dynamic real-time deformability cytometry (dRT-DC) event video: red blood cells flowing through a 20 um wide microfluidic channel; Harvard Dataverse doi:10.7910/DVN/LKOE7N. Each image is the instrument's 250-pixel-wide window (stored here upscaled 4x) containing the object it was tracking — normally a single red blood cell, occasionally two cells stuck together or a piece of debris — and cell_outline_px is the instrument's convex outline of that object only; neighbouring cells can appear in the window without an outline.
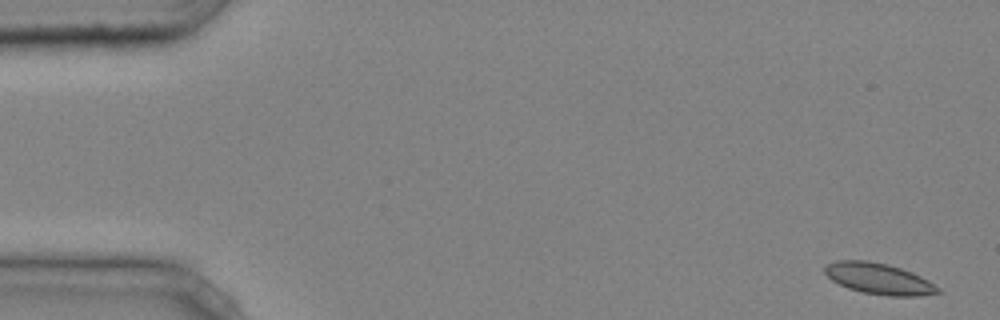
{"species": "common noctule bat (a hibernating species)", "species_latin": "Nyctalus noctula", "temperature_condition": "cold", "stored_images_in_passage": 46, "camera_frame_rate_fps": 3000, "um_per_image_px": 0.085, "animal": {"sex": "male", "body_mass_g": 20.4}, "frame": {"image": 1, "passage_image": 2, "time_ms": 0.333, "image_size_px": [1000, 320], "cell_outline_px": [[940, 292], [916, 296], [888, 296], [864, 292], [848, 288], [832, 280], [824, 272], [824, 268], [828, 264], [836, 260], [864, 260], [888, 264], [912, 272], [928, 280], [940, 288]], "centroid_in_image_um": [74.7, 23.68], "position_along_channel_um": 10.3, "area_um2": 20.29}}
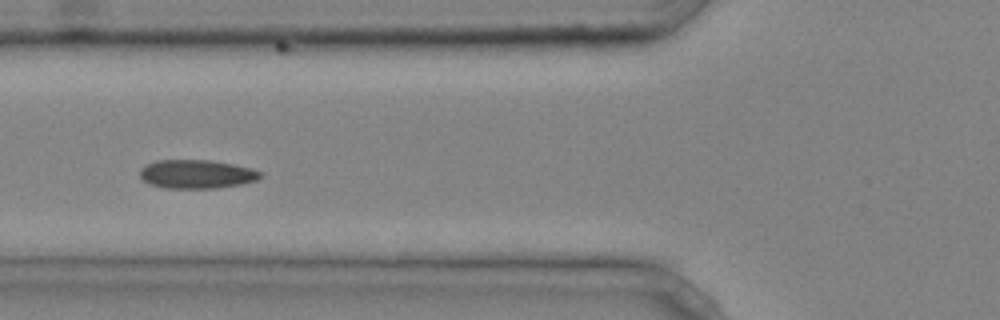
{"frame": {"image": 2, "passage_image": 18, "time_ms": 5.667, "image_size_px": [1000, 320], "cell_outline_px": [[264, 176], [256, 180], [240, 184], [216, 188], [164, 188], [148, 184], [140, 176], [140, 168], [156, 160], [212, 160], [252, 168], [264, 172]], "centroid_in_image_um": [16.74, 14.8], "position_along_channel_um": 109.1, "area_um2": 20.29}}
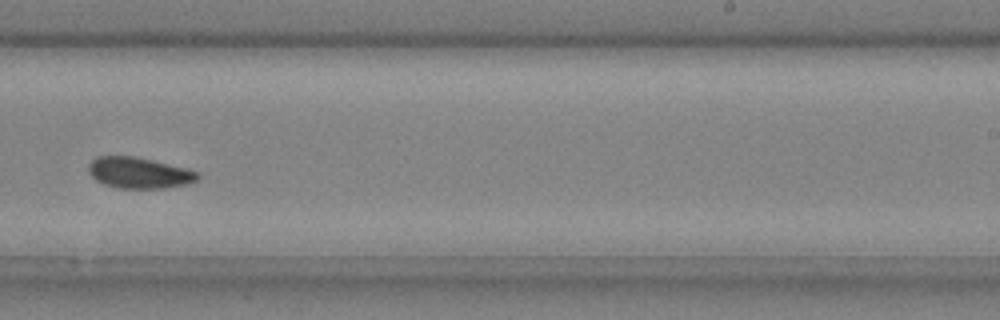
{"frame": {"image": 3, "passage_image": 30, "time_ms": 9.667, "image_size_px": [1000, 320], "cell_outline_px": [[200, 176], [196, 180], [188, 184], [168, 188], [116, 188], [104, 184], [96, 180], [88, 172], [88, 164], [96, 156], [136, 156], [188, 168], [200, 172]], "centroid_in_image_um": [11.84, 14.68], "position_along_channel_um": 277.2, "area_um2": 20.06}, "authors_computed_cell_mechanics": {"area_um2": 20.0566, "velocity_mm_per_s": 4.2073, "shape_relaxation_time_tau1_ms": 8.4313, "shape_relaxation_time_tau2_ms": null, "deformation_change_tau1": 0.1209, "deformation_change_tau2": null}}